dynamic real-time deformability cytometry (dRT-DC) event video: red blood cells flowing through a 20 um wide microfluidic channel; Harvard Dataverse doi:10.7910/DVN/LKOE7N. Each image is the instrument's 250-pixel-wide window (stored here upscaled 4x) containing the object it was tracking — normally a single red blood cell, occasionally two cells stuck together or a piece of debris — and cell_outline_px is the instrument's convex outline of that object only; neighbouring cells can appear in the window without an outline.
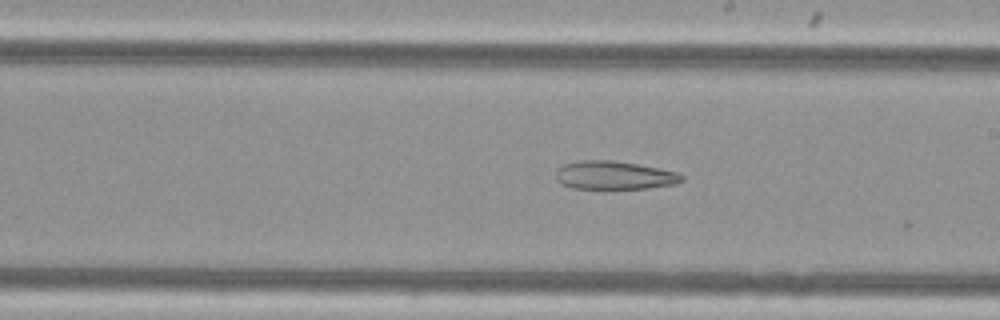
{"species": "Egyptian fruit bat (a non-hibernating species)", "species_latin": "Rousettus aegyptiacus", "temperature_condition": "cold", "stored_images_in_passage": 29, "camera_frame_rate_fps": 3000, "um_per_image_px": 0.085, "animal": {"sex": "female"}, "frame": {"image": 1, "passage_image": 28, "time_ms": 9.0, "image_size_px": [1000, 320], "cell_outline_px": [[684, 180], [676, 184], [648, 188], [572, 188], [560, 184], [556, 180], [556, 168], [564, 164], [584, 160], [612, 160], [636, 164], [676, 172], [684, 176]], "centroid_in_image_um": [52.18, 14.9], "position_along_channel_um": 236.8, "area_um2": 20.69}}